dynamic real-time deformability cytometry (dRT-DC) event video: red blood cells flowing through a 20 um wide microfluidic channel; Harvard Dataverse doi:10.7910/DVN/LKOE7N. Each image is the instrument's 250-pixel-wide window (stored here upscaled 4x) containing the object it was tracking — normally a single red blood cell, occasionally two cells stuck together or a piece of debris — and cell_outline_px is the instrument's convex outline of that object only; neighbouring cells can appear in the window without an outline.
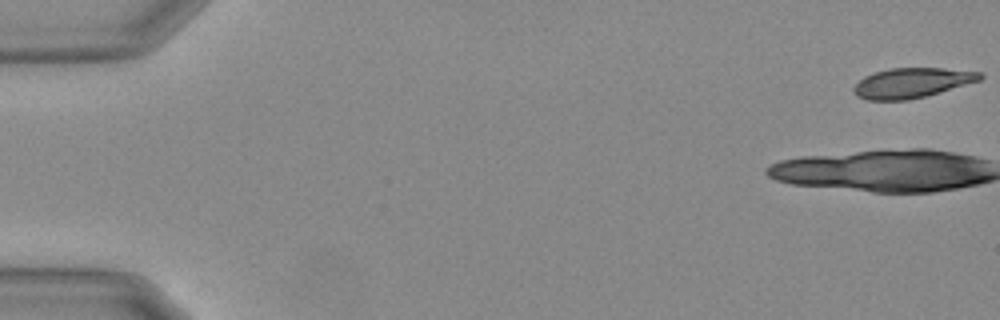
{"species": "Egyptian fruit bat (a non-hibernating species)", "species_latin": "Rousettus aegyptiacus", "temperature_condition": "warm", "stored_images_in_passage": 42, "camera_frame_rate_fps": 3000, "um_per_image_px": 0.085, "animal": {"sex": "female"}, "frame": {"image": 1, "passage_image": 1, "time_ms": 0.0, "image_size_px": [1000, 320], "cell_outline_px": [[984, 76], [980, 80], [924, 96], [908, 100], [868, 100], [856, 96], [852, 92], [852, 88], [864, 76], [888, 68], [944, 68], [980, 72]], "centroid_in_image_um": [77.46, 7.04], "position_along_channel_um": 7.5, "area_um2": 21.85}}